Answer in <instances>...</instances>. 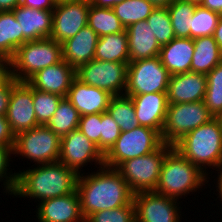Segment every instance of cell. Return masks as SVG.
Here are the masks:
<instances>
[{
  "label": "cell",
  "mask_w": 222,
  "mask_h": 222,
  "mask_svg": "<svg viewBox=\"0 0 222 222\" xmlns=\"http://www.w3.org/2000/svg\"><path fill=\"white\" fill-rule=\"evenodd\" d=\"M177 201L154 191L134 194L136 222H181V204Z\"/></svg>",
  "instance_id": "cell-14"
},
{
  "label": "cell",
  "mask_w": 222,
  "mask_h": 222,
  "mask_svg": "<svg viewBox=\"0 0 222 222\" xmlns=\"http://www.w3.org/2000/svg\"><path fill=\"white\" fill-rule=\"evenodd\" d=\"M169 78L159 56L129 62L124 95L167 93Z\"/></svg>",
  "instance_id": "cell-10"
},
{
  "label": "cell",
  "mask_w": 222,
  "mask_h": 222,
  "mask_svg": "<svg viewBox=\"0 0 222 222\" xmlns=\"http://www.w3.org/2000/svg\"><path fill=\"white\" fill-rule=\"evenodd\" d=\"M220 14L198 4L191 17L190 38L211 36L217 26Z\"/></svg>",
  "instance_id": "cell-34"
},
{
  "label": "cell",
  "mask_w": 222,
  "mask_h": 222,
  "mask_svg": "<svg viewBox=\"0 0 222 222\" xmlns=\"http://www.w3.org/2000/svg\"><path fill=\"white\" fill-rule=\"evenodd\" d=\"M85 222H136L135 206L128 204L111 210L98 211L90 214Z\"/></svg>",
  "instance_id": "cell-37"
},
{
  "label": "cell",
  "mask_w": 222,
  "mask_h": 222,
  "mask_svg": "<svg viewBox=\"0 0 222 222\" xmlns=\"http://www.w3.org/2000/svg\"><path fill=\"white\" fill-rule=\"evenodd\" d=\"M146 21L160 46L170 43L175 38L167 7H156Z\"/></svg>",
  "instance_id": "cell-35"
},
{
  "label": "cell",
  "mask_w": 222,
  "mask_h": 222,
  "mask_svg": "<svg viewBox=\"0 0 222 222\" xmlns=\"http://www.w3.org/2000/svg\"><path fill=\"white\" fill-rule=\"evenodd\" d=\"M197 5L193 1L175 0L167 7L176 38H190L191 17Z\"/></svg>",
  "instance_id": "cell-31"
},
{
  "label": "cell",
  "mask_w": 222,
  "mask_h": 222,
  "mask_svg": "<svg viewBox=\"0 0 222 222\" xmlns=\"http://www.w3.org/2000/svg\"><path fill=\"white\" fill-rule=\"evenodd\" d=\"M155 8L148 0H124L112 7L125 29L133 23L147 20Z\"/></svg>",
  "instance_id": "cell-32"
},
{
  "label": "cell",
  "mask_w": 222,
  "mask_h": 222,
  "mask_svg": "<svg viewBox=\"0 0 222 222\" xmlns=\"http://www.w3.org/2000/svg\"><path fill=\"white\" fill-rule=\"evenodd\" d=\"M0 145L9 147L13 150L15 145V135L6 119V116L0 115Z\"/></svg>",
  "instance_id": "cell-41"
},
{
  "label": "cell",
  "mask_w": 222,
  "mask_h": 222,
  "mask_svg": "<svg viewBox=\"0 0 222 222\" xmlns=\"http://www.w3.org/2000/svg\"><path fill=\"white\" fill-rule=\"evenodd\" d=\"M108 114L120 127L121 132L140 126L132 99L126 95L113 96L107 108Z\"/></svg>",
  "instance_id": "cell-30"
},
{
  "label": "cell",
  "mask_w": 222,
  "mask_h": 222,
  "mask_svg": "<svg viewBox=\"0 0 222 222\" xmlns=\"http://www.w3.org/2000/svg\"><path fill=\"white\" fill-rule=\"evenodd\" d=\"M87 25L99 36L121 33L125 31L112 8L96 7L90 3Z\"/></svg>",
  "instance_id": "cell-28"
},
{
  "label": "cell",
  "mask_w": 222,
  "mask_h": 222,
  "mask_svg": "<svg viewBox=\"0 0 222 222\" xmlns=\"http://www.w3.org/2000/svg\"><path fill=\"white\" fill-rule=\"evenodd\" d=\"M36 206L38 222H85L77 191L43 200Z\"/></svg>",
  "instance_id": "cell-16"
},
{
  "label": "cell",
  "mask_w": 222,
  "mask_h": 222,
  "mask_svg": "<svg viewBox=\"0 0 222 222\" xmlns=\"http://www.w3.org/2000/svg\"><path fill=\"white\" fill-rule=\"evenodd\" d=\"M194 55V43L191 38H174L170 43L162 45L159 57L170 75L191 71Z\"/></svg>",
  "instance_id": "cell-24"
},
{
  "label": "cell",
  "mask_w": 222,
  "mask_h": 222,
  "mask_svg": "<svg viewBox=\"0 0 222 222\" xmlns=\"http://www.w3.org/2000/svg\"><path fill=\"white\" fill-rule=\"evenodd\" d=\"M17 83L15 78H12L6 85L0 87V115L6 116L9 99L12 87Z\"/></svg>",
  "instance_id": "cell-42"
},
{
  "label": "cell",
  "mask_w": 222,
  "mask_h": 222,
  "mask_svg": "<svg viewBox=\"0 0 222 222\" xmlns=\"http://www.w3.org/2000/svg\"><path fill=\"white\" fill-rule=\"evenodd\" d=\"M209 179L199 167L172 148L163 160L154 192L178 200L190 192L193 194L197 190H202L200 188L207 184Z\"/></svg>",
  "instance_id": "cell-4"
},
{
  "label": "cell",
  "mask_w": 222,
  "mask_h": 222,
  "mask_svg": "<svg viewBox=\"0 0 222 222\" xmlns=\"http://www.w3.org/2000/svg\"><path fill=\"white\" fill-rule=\"evenodd\" d=\"M214 118L204 101L169 104L162 130L163 143L174 145L191 130Z\"/></svg>",
  "instance_id": "cell-9"
},
{
  "label": "cell",
  "mask_w": 222,
  "mask_h": 222,
  "mask_svg": "<svg viewBox=\"0 0 222 222\" xmlns=\"http://www.w3.org/2000/svg\"><path fill=\"white\" fill-rule=\"evenodd\" d=\"M99 36L87 25L62 44V59L77 69L94 59Z\"/></svg>",
  "instance_id": "cell-22"
},
{
  "label": "cell",
  "mask_w": 222,
  "mask_h": 222,
  "mask_svg": "<svg viewBox=\"0 0 222 222\" xmlns=\"http://www.w3.org/2000/svg\"><path fill=\"white\" fill-rule=\"evenodd\" d=\"M21 4V0H0V11H13Z\"/></svg>",
  "instance_id": "cell-46"
},
{
  "label": "cell",
  "mask_w": 222,
  "mask_h": 222,
  "mask_svg": "<svg viewBox=\"0 0 222 222\" xmlns=\"http://www.w3.org/2000/svg\"><path fill=\"white\" fill-rule=\"evenodd\" d=\"M59 162L79 175L88 163L104 166V155L96 144L77 129L61 138Z\"/></svg>",
  "instance_id": "cell-13"
},
{
  "label": "cell",
  "mask_w": 222,
  "mask_h": 222,
  "mask_svg": "<svg viewBox=\"0 0 222 222\" xmlns=\"http://www.w3.org/2000/svg\"><path fill=\"white\" fill-rule=\"evenodd\" d=\"M112 97L109 92L84 84L77 78L72 81L66 96L80 116L107 112Z\"/></svg>",
  "instance_id": "cell-20"
},
{
  "label": "cell",
  "mask_w": 222,
  "mask_h": 222,
  "mask_svg": "<svg viewBox=\"0 0 222 222\" xmlns=\"http://www.w3.org/2000/svg\"><path fill=\"white\" fill-rule=\"evenodd\" d=\"M79 121L80 114L78 110L66 97H63L46 126L62 138L71 131L77 130Z\"/></svg>",
  "instance_id": "cell-29"
},
{
  "label": "cell",
  "mask_w": 222,
  "mask_h": 222,
  "mask_svg": "<svg viewBox=\"0 0 222 222\" xmlns=\"http://www.w3.org/2000/svg\"><path fill=\"white\" fill-rule=\"evenodd\" d=\"M187 1H193V2H196L197 4H199L202 0H187Z\"/></svg>",
  "instance_id": "cell-51"
},
{
  "label": "cell",
  "mask_w": 222,
  "mask_h": 222,
  "mask_svg": "<svg viewBox=\"0 0 222 222\" xmlns=\"http://www.w3.org/2000/svg\"><path fill=\"white\" fill-rule=\"evenodd\" d=\"M126 96L132 99L139 125L157 130L162 134L169 105L167 93L158 92Z\"/></svg>",
  "instance_id": "cell-18"
},
{
  "label": "cell",
  "mask_w": 222,
  "mask_h": 222,
  "mask_svg": "<svg viewBox=\"0 0 222 222\" xmlns=\"http://www.w3.org/2000/svg\"><path fill=\"white\" fill-rule=\"evenodd\" d=\"M12 78L11 59L5 57L0 60V87L6 85Z\"/></svg>",
  "instance_id": "cell-44"
},
{
  "label": "cell",
  "mask_w": 222,
  "mask_h": 222,
  "mask_svg": "<svg viewBox=\"0 0 222 222\" xmlns=\"http://www.w3.org/2000/svg\"><path fill=\"white\" fill-rule=\"evenodd\" d=\"M90 0H59L53 9L50 38L63 43L75 36L88 23Z\"/></svg>",
  "instance_id": "cell-12"
},
{
  "label": "cell",
  "mask_w": 222,
  "mask_h": 222,
  "mask_svg": "<svg viewBox=\"0 0 222 222\" xmlns=\"http://www.w3.org/2000/svg\"><path fill=\"white\" fill-rule=\"evenodd\" d=\"M5 57L0 53V60H3Z\"/></svg>",
  "instance_id": "cell-52"
},
{
  "label": "cell",
  "mask_w": 222,
  "mask_h": 222,
  "mask_svg": "<svg viewBox=\"0 0 222 222\" xmlns=\"http://www.w3.org/2000/svg\"><path fill=\"white\" fill-rule=\"evenodd\" d=\"M172 148L173 145L163 143L152 153L126 160L115 169L127 182L134 194L155 191L163 160Z\"/></svg>",
  "instance_id": "cell-6"
},
{
  "label": "cell",
  "mask_w": 222,
  "mask_h": 222,
  "mask_svg": "<svg viewBox=\"0 0 222 222\" xmlns=\"http://www.w3.org/2000/svg\"><path fill=\"white\" fill-rule=\"evenodd\" d=\"M207 88L204 104L214 118L222 115V62L207 75Z\"/></svg>",
  "instance_id": "cell-33"
},
{
  "label": "cell",
  "mask_w": 222,
  "mask_h": 222,
  "mask_svg": "<svg viewBox=\"0 0 222 222\" xmlns=\"http://www.w3.org/2000/svg\"><path fill=\"white\" fill-rule=\"evenodd\" d=\"M94 59L108 62L129 63L130 57L126 30L121 33L99 37Z\"/></svg>",
  "instance_id": "cell-26"
},
{
  "label": "cell",
  "mask_w": 222,
  "mask_h": 222,
  "mask_svg": "<svg viewBox=\"0 0 222 222\" xmlns=\"http://www.w3.org/2000/svg\"><path fill=\"white\" fill-rule=\"evenodd\" d=\"M62 60V44L54 39L27 41L11 58L12 77L17 82H27L40 70Z\"/></svg>",
  "instance_id": "cell-5"
},
{
  "label": "cell",
  "mask_w": 222,
  "mask_h": 222,
  "mask_svg": "<svg viewBox=\"0 0 222 222\" xmlns=\"http://www.w3.org/2000/svg\"><path fill=\"white\" fill-rule=\"evenodd\" d=\"M207 88L205 74L189 71L170 75L167 87L168 104L202 101Z\"/></svg>",
  "instance_id": "cell-19"
},
{
  "label": "cell",
  "mask_w": 222,
  "mask_h": 222,
  "mask_svg": "<svg viewBox=\"0 0 222 222\" xmlns=\"http://www.w3.org/2000/svg\"><path fill=\"white\" fill-rule=\"evenodd\" d=\"M156 7H169L175 0H148Z\"/></svg>",
  "instance_id": "cell-50"
},
{
  "label": "cell",
  "mask_w": 222,
  "mask_h": 222,
  "mask_svg": "<svg viewBox=\"0 0 222 222\" xmlns=\"http://www.w3.org/2000/svg\"><path fill=\"white\" fill-rule=\"evenodd\" d=\"M77 129L82 132L90 141L96 144L100 150L101 114L94 113L80 116Z\"/></svg>",
  "instance_id": "cell-40"
},
{
  "label": "cell",
  "mask_w": 222,
  "mask_h": 222,
  "mask_svg": "<svg viewBox=\"0 0 222 222\" xmlns=\"http://www.w3.org/2000/svg\"><path fill=\"white\" fill-rule=\"evenodd\" d=\"M36 166L17 172V183L12 195L41 202L76 190L78 174L74 170L60 162Z\"/></svg>",
  "instance_id": "cell-2"
},
{
  "label": "cell",
  "mask_w": 222,
  "mask_h": 222,
  "mask_svg": "<svg viewBox=\"0 0 222 222\" xmlns=\"http://www.w3.org/2000/svg\"><path fill=\"white\" fill-rule=\"evenodd\" d=\"M121 134L120 127L108 112L101 113L100 151L105 155Z\"/></svg>",
  "instance_id": "cell-38"
},
{
  "label": "cell",
  "mask_w": 222,
  "mask_h": 222,
  "mask_svg": "<svg viewBox=\"0 0 222 222\" xmlns=\"http://www.w3.org/2000/svg\"><path fill=\"white\" fill-rule=\"evenodd\" d=\"M162 144L161 134L157 130L138 126L132 130L123 131L104 155V166L116 168L126 160L152 153Z\"/></svg>",
  "instance_id": "cell-7"
},
{
  "label": "cell",
  "mask_w": 222,
  "mask_h": 222,
  "mask_svg": "<svg viewBox=\"0 0 222 222\" xmlns=\"http://www.w3.org/2000/svg\"><path fill=\"white\" fill-rule=\"evenodd\" d=\"M199 4L203 8L222 14V0H202Z\"/></svg>",
  "instance_id": "cell-45"
},
{
  "label": "cell",
  "mask_w": 222,
  "mask_h": 222,
  "mask_svg": "<svg viewBox=\"0 0 222 222\" xmlns=\"http://www.w3.org/2000/svg\"><path fill=\"white\" fill-rule=\"evenodd\" d=\"M63 97L57 94L38 91L33 88V104L39 125H47L53 117Z\"/></svg>",
  "instance_id": "cell-36"
},
{
  "label": "cell",
  "mask_w": 222,
  "mask_h": 222,
  "mask_svg": "<svg viewBox=\"0 0 222 222\" xmlns=\"http://www.w3.org/2000/svg\"><path fill=\"white\" fill-rule=\"evenodd\" d=\"M61 138L45 125H39L15 136L13 154L30 159L34 165L59 162ZM17 154V155H16Z\"/></svg>",
  "instance_id": "cell-8"
},
{
  "label": "cell",
  "mask_w": 222,
  "mask_h": 222,
  "mask_svg": "<svg viewBox=\"0 0 222 222\" xmlns=\"http://www.w3.org/2000/svg\"><path fill=\"white\" fill-rule=\"evenodd\" d=\"M19 25L13 11H0V53L4 57L11 59L16 50L27 42L20 34Z\"/></svg>",
  "instance_id": "cell-27"
},
{
  "label": "cell",
  "mask_w": 222,
  "mask_h": 222,
  "mask_svg": "<svg viewBox=\"0 0 222 222\" xmlns=\"http://www.w3.org/2000/svg\"><path fill=\"white\" fill-rule=\"evenodd\" d=\"M127 68L128 63L93 59L76 69V78L113 96H120L124 95L127 87Z\"/></svg>",
  "instance_id": "cell-11"
},
{
  "label": "cell",
  "mask_w": 222,
  "mask_h": 222,
  "mask_svg": "<svg viewBox=\"0 0 222 222\" xmlns=\"http://www.w3.org/2000/svg\"><path fill=\"white\" fill-rule=\"evenodd\" d=\"M130 62L159 56L161 46L146 20L131 24L126 29Z\"/></svg>",
  "instance_id": "cell-23"
},
{
  "label": "cell",
  "mask_w": 222,
  "mask_h": 222,
  "mask_svg": "<svg viewBox=\"0 0 222 222\" xmlns=\"http://www.w3.org/2000/svg\"><path fill=\"white\" fill-rule=\"evenodd\" d=\"M11 155H13V150H11L9 147L0 145V182H3L2 185L6 195L7 193L12 195L17 183V172L15 171L13 173L9 167L11 164L10 162L12 161Z\"/></svg>",
  "instance_id": "cell-39"
},
{
  "label": "cell",
  "mask_w": 222,
  "mask_h": 222,
  "mask_svg": "<svg viewBox=\"0 0 222 222\" xmlns=\"http://www.w3.org/2000/svg\"><path fill=\"white\" fill-rule=\"evenodd\" d=\"M76 69L62 60L34 74L27 83L34 89L66 97Z\"/></svg>",
  "instance_id": "cell-17"
},
{
  "label": "cell",
  "mask_w": 222,
  "mask_h": 222,
  "mask_svg": "<svg viewBox=\"0 0 222 222\" xmlns=\"http://www.w3.org/2000/svg\"><path fill=\"white\" fill-rule=\"evenodd\" d=\"M173 148L205 174L222 164V124L219 118L191 130ZM209 167V168H208ZM207 169V170H206Z\"/></svg>",
  "instance_id": "cell-3"
},
{
  "label": "cell",
  "mask_w": 222,
  "mask_h": 222,
  "mask_svg": "<svg viewBox=\"0 0 222 222\" xmlns=\"http://www.w3.org/2000/svg\"><path fill=\"white\" fill-rule=\"evenodd\" d=\"M58 0H21V5L32 9L53 10Z\"/></svg>",
  "instance_id": "cell-43"
},
{
  "label": "cell",
  "mask_w": 222,
  "mask_h": 222,
  "mask_svg": "<svg viewBox=\"0 0 222 222\" xmlns=\"http://www.w3.org/2000/svg\"><path fill=\"white\" fill-rule=\"evenodd\" d=\"M13 13L20 24V34H23L27 41L50 38L53 10L32 9L20 4Z\"/></svg>",
  "instance_id": "cell-21"
},
{
  "label": "cell",
  "mask_w": 222,
  "mask_h": 222,
  "mask_svg": "<svg viewBox=\"0 0 222 222\" xmlns=\"http://www.w3.org/2000/svg\"><path fill=\"white\" fill-rule=\"evenodd\" d=\"M98 168L96 172L78 175L76 191L85 219L98 211L134 204V193L120 173L115 168Z\"/></svg>",
  "instance_id": "cell-1"
},
{
  "label": "cell",
  "mask_w": 222,
  "mask_h": 222,
  "mask_svg": "<svg viewBox=\"0 0 222 222\" xmlns=\"http://www.w3.org/2000/svg\"><path fill=\"white\" fill-rule=\"evenodd\" d=\"M124 0H90L91 4L96 7L112 8L116 4L122 3Z\"/></svg>",
  "instance_id": "cell-48"
},
{
  "label": "cell",
  "mask_w": 222,
  "mask_h": 222,
  "mask_svg": "<svg viewBox=\"0 0 222 222\" xmlns=\"http://www.w3.org/2000/svg\"><path fill=\"white\" fill-rule=\"evenodd\" d=\"M213 37L215 41L217 42L220 51L222 52V14L220 15L217 26L214 30Z\"/></svg>",
  "instance_id": "cell-47"
},
{
  "label": "cell",
  "mask_w": 222,
  "mask_h": 222,
  "mask_svg": "<svg viewBox=\"0 0 222 222\" xmlns=\"http://www.w3.org/2000/svg\"><path fill=\"white\" fill-rule=\"evenodd\" d=\"M220 121H221V124H222V115L219 117Z\"/></svg>",
  "instance_id": "cell-53"
},
{
  "label": "cell",
  "mask_w": 222,
  "mask_h": 222,
  "mask_svg": "<svg viewBox=\"0 0 222 222\" xmlns=\"http://www.w3.org/2000/svg\"><path fill=\"white\" fill-rule=\"evenodd\" d=\"M194 55L191 71L207 75L222 62V52L213 35L193 39Z\"/></svg>",
  "instance_id": "cell-25"
},
{
  "label": "cell",
  "mask_w": 222,
  "mask_h": 222,
  "mask_svg": "<svg viewBox=\"0 0 222 222\" xmlns=\"http://www.w3.org/2000/svg\"><path fill=\"white\" fill-rule=\"evenodd\" d=\"M215 170L217 171L216 173L218 174L216 177L217 182H216V186H215L218 189H216L215 191L218 192L217 195L219 194L217 198H221L219 200L222 201V164L219 167H217Z\"/></svg>",
  "instance_id": "cell-49"
},
{
  "label": "cell",
  "mask_w": 222,
  "mask_h": 222,
  "mask_svg": "<svg viewBox=\"0 0 222 222\" xmlns=\"http://www.w3.org/2000/svg\"><path fill=\"white\" fill-rule=\"evenodd\" d=\"M6 119L15 136L39 126L33 104V88L27 82H17L12 87Z\"/></svg>",
  "instance_id": "cell-15"
}]
</instances>
